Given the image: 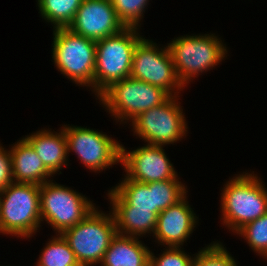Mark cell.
<instances>
[{"mask_svg": "<svg viewBox=\"0 0 267 266\" xmlns=\"http://www.w3.org/2000/svg\"><path fill=\"white\" fill-rule=\"evenodd\" d=\"M244 173L227 181L221 193V220L233 233L267 213V189L263 181L254 171Z\"/></svg>", "mask_w": 267, "mask_h": 266, "instance_id": "cell-1", "label": "cell"}, {"mask_svg": "<svg viewBox=\"0 0 267 266\" xmlns=\"http://www.w3.org/2000/svg\"><path fill=\"white\" fill-rule=\"evenodd\" d=\"M138 31L136 27H125L96 42L94 92L97 97L114 82L130 76L133 51L143 38Z\"/></svg>", "mask_w": 267, "mask_h": 266, "instance_id": "cell-2", "label": "cell"}, {"mask_svg": "<svg viewBox=\"0 0 267 266\" xmlns=\"http://www.w3.org/2000/svg\"><path fill=\"white\" fill-rule=\"evenodd\" d=\"M41 185L12 182L0 193V233L30 238L41 226Z\"/></svg>", "mask_w": 267, "mask_h": 266, "instance_id": "cell-3", "label": "cell"}, {"mask_svg": "<svg viewBox=\"0 0 267 266\" xmlns=\"http://www.w3.org/2000/svg\"><path fill=\"white\" fill-rule=\"evenodd\" d=\"M167 47L184 87L192 78L219 65L227 54L226 44L215 34L184 35L172 39Z\"/></svg>", "mask_w": 267, "mask_h": 266, "instance_id": "cell-4", "label": "cell"}, {"mask_svg": "<svg viewBox=\"0 0 267 266\" xmlns=\"http://www.w3.org/2000/svg\"><path fill=\"white\" fill-rule=\"evenodd\" d=\"M53 30L52 58L55 67L75 84L92 87L90 89L94 91L96 42L69 28Z\"/></svg>", "mask_w": 267, "mask_h": 266, "instance_id": "cell-5", "label": "cell"}, {"mask_svg": "<svg viewBox=\"0 0 267 266\" xmlns=\"http://www.w3.org/2000/svg\"><path fill=\"white\" fill-rule=\"evenodd\" d=\"M170 97L165 90L129 76L114 82L98 99L115 120L127 123Z\"/></svg>", "mask_w": 267, "mask_h": 266, "instance_id": "cell-6", "label": "cell"}, {"mask_svg": "<svg viewBox=\"0 0 267 266\" xmlns=\"http://www.w3.org/2000/svg\"><path fill=\"white\" fill-rule=\"evenodd\" d=\"M116 234L112 212L102 213L96 207L81 222L62 233L80 266L101 264Z\"/></svg>", "mask_w": 267, "mask_h": 266, "instance_id": "cell-7", "label": "cell"}, {"mask_svg": "<svg viewBox=\"0 0 267 266\" xmlns=\"http://www.w3.org/2000/svg\"><path fill=\"white\" fill-rule=\"evenodd\" d=\"M94 208V203L83 194L53 183V180L40 187L41 221L50 224L56 234H62L81 222Z\"/></svg>", "mask_w": 267, "mask_h": 266, "instance_id": "cell-8", "label": "cell"}, {"mask_svg": "<svg viewBox=\"0 0 267 266\" xmlns=\"http://www.w3.org/2000/svg\"><path fill=\"white\" fill-rule=\"evenodd\" d=\"M179 96H171L161 105L144 111L131 124L134 135L147 144L166 146L181 140L188 132Z\"/></svg>", "mask_w": 267, "mask_h": 266, "instance_id": "cell-9", "label": "cell"}, {"mask_svg": "<svg viewBox=\"0 0 267 266\" xmlns=\"http://www.w3.org/2000/svg\"><path fill=\"white\" fill-rule=\"evenodd\" d=\"M130 77L159 87L170 96H178L185 88L177 76L168 47L159 48L155 42L145 38L133 51Z\"/></svg>", "mask_w": 267, "mask_h": 266, "instance_id": "cell-10", "label": "cell"}, {"mask_svg": "<svg viewBox=\"0 0 267 266\" xmlns=\"http://www.w3.org/2000/svg\"><path fill=\"white\" fill-rule=\"evenodd\" d=\"M66 139L68 154L78 155V159L94 172L112 167L121 159V144L103 132L81 126H62Z\"/></svg>", "mask_w": 267, "mask_h": 266, "instance_id": "cell-11", "label": "cell"}, {"mask_svg": "<svg viewBox=\"0 0 267 266\" xmlns=\"http://www.w3.org/2000/svg\"><path fill=\"white\" fill-rule=\"evenodd\" d=\"M163 148L147 144L128 151L121 144L120 163L126 172L125 176L142 183L177 179L178 174Z\"/></svg>", "mask_w": 267, "mask_h": 266, "instance_id": "cell-12", "label": "cell"}, {"mask_svg": "<svg viewBox=\"0 0 267 266\" xmlns=\"http://www.w3.org/2000/svg\"><path fill=\"white\" fill-rule=\"evenodd\" d=\"M68 28L95 42L125 28L110 0H83Z\"/></svg>", "mask_w": 267, "mask_h": 266, "instance_id": "cell-13", "label": "cell"}, {"mask_svg": "<svg viewBox=\"0 0 267 266\" xmlns=\"http://www.w3.org/2000/svg\"><path fill=\"white\" fill-rule=\"evenodd\" d=\"M198 217L185 195L180 201L158 214L153 236L165 247H181L193 233ZM185 241V242H184Z\"/></svg>", "mask_w": 267, "mask_h": 266, "instance_id": "cell-14", "label": "cell"}, {"mask_svg": "<svg viewBox=\"0 0 267 266\" xmlns=\"http://www.w3.org/2000/svg\"><path fill=\"white\" fill-rule=\"evenodd\" d=\"M107 195L112 205L111 212L118 234L134 237L154 234L158 219L156 213L150 210H132V206L128 205L112 188Z\"/></svg>", "mask_w": 267, "mask_h": 266, "instance_id": "cell-15", "label": "cell"}, {"mask_svg": "<svg viewBox=\"0 0 267 266\" xmlns=\"http://www.w3.org/2000/svg\"><path fill=\"white\" fill-rule=\"evenodd\" d=\"M12 145L10 153L14 182L42 185L51 180L48 178L53 177V174L44 166L36 151L24 138Z\"/></svg>", "mask_w": 267, "mask_h": 266, "instance_id": "cell-16", "label": "cell"}, {"mask_svg": "<svg viewBox=\"0 0 267 266\" xmlns=\"http://www.w3.org/2000/svg\"><path fill=\"white\" fill-rule=\"evenodd\" d=\"M36 151L44 166L53 174L68 165L67 139L63 128L60 132L43 129L23 137Z\"/></svg>", "mask_w": 267, "mask_h": 266, "instance_id": "cell-17", "label": "cell"}, {"mask_svg": "<svg viewBox=\"0 0 267 266\" xmlns=\"http://www.w3.org/2000/svg\"><path fill=\"white\" fill-rule=\"evenodd\" d=\"M150 250L139 237L116 234L101 266H149Z\"/></svg>", "mask_w": 267, "mask_h": 266, "instance_id": "cell-18", "label": "cell"}, {"mask_svg": "<svg viewBox=\"0 0 267 266\" xmlns=\"http://www.w3.org/2000/svg\"><path fill=\"white\" fill-rule=\"evenodd\" d=\"M112 189L132 206V210H150L156 213L155 182L142 183L124 176Z\"/></svg>", "mask_w": 267, "mask_h": 266, "instance_id": "cell-19", "label": "cell"}, {"mask_svg": "<svg viewBox=\"0 0 267 266\" xmlns=\"http://www.w3.org/2000/svg\"><path fill=\"white\" fill-rule=\"evenodd\" d=\"M83 0H37L42 18L53 29L68 28Z\"/></svg>", "mask_w": 267, "mask_h": 266, "instance_id": "cell-20", "label": "cell"}, {"mask_svg": "<svg viewBox=\"0 0 267 266\" xmlns=\"http://www.w3.org/2000/svg\"><path fill=\"white\" fill-rule=\"evenodd\" d=\"M37 266H80L62 234L49 239L39 255Z\"/></svg>", "mask_w": 267, "mask_h": 266, "instance_id": "cell-21", "label": "cell"}, {"mask_svg": "<svg viewBox=\"0 0 267 266\" xmlns=\"http://www.w3.org/2000/svg\"><path fill=\"white\" fill-rule=\"evenodd\" d=\"M236 234L243 236L254 252L267 259V213L245 224Z\"/></svg>", "mask_w": 267, "mask_h": 266, "instance_id": "cell-22", "label": "cell"}, {"mask_svg": "<svg viewBox=\"0 0 267 266\" xmlns=\"http://www.w3.org/2000/svg\"><path fill=\"white\" fill-rule=\"evenodd\" d=\"M186 186L177 179L155 182L156 214L164 211L187 195Z\"/></svg>", "mask_w": 267, "mask_h": 266, "instance_id": "cell-23", "label": "cell"}, {"mask_svg": "<svg viewBox=\"0 0 267 266\" xmlns=\"http://www.w3.org/2000/svg\"><path fill=\"white\" fill-rule=\"evenodd\" d=\"M192 266H237L236 260L221 242H214L195 254Z\"/></svg>", "mask_w": 267, "mask_h": 266, "instance_id": "cell-24", "label": "cell"}, {"mask_svg": "<svg viewBox=\"0 0 267 266\" xmlns=\"http://www.w3.org/2000/svg\"><path fill=\"white\" fill-rule=\"evenodd\" d=\"M125 27L139 28L149 0H110Z\"/></svg>", "mask_w": 267, "mask_h": 266, "instance_id": "cell-25", "label": "cell"}, {"mask_svg": "<svg viewBox=\"0 0 267 266\" xmlns=\"http://www.w3.org/2000/svg\"><path fill=\"white\" fill-rule=\"evenodd\" d=\"M193 260L181 247H167L158 258L150 251L149 266H192Z\"/></svg>", "mask_w": 267, "mask_h": 266, "instance_id": "cell-26", "label": "cell"}, {"mask_svg": "<svg viewBox=\"0 0 267 266\" xmlns=\"http://www.w3.org/2000/svg\"><path fill=\"white\" fill-rule=\"evenodd\" d=\"M4 149L0 144V193L14 182L11 153Z\"/></svg>", "mask_w": 267, "mask_h": 266, "instance_id": "cell-27", "label": "cell"}]
</instances>
